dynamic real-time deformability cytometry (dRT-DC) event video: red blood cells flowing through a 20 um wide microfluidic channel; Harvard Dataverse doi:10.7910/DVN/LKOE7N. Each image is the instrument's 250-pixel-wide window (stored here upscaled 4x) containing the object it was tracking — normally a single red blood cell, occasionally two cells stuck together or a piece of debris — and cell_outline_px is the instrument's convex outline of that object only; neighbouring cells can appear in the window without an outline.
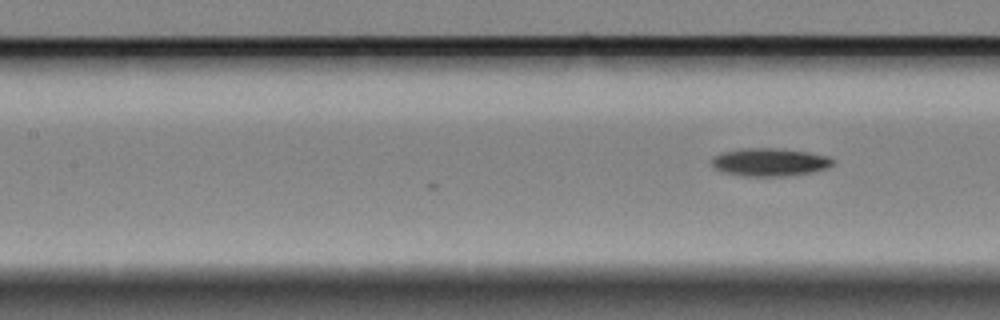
{"species": "Egyptian fruit bat (a non-hibernating species)", "species_latin": "Rousettus aegyptiacus", "temperature_condition": "cold", "stored_images_in_passage": 9, "camera_frame_rate_fps": 3000, "um_per_image_px": 0.085, "animal": {"sex": "female"}, "frame": {"image": 1, "passage_image": 9, "time_ms": 2.667, "image_size_px": [1000, 320], "cell_outline_px": [[836, 164], [828, 168], [812, 172], [788, 176], [744, 176], [724, 172], [716, 168], [712, 164], [712, 156], [724, 152], [740, 148], [780, 148], [808, 152], [832, 156], [836, 160]], "centroid_in_image_um": [65.52, 13.77], "position_along_channel_um": 141.9, "area_um2": 20.06}}